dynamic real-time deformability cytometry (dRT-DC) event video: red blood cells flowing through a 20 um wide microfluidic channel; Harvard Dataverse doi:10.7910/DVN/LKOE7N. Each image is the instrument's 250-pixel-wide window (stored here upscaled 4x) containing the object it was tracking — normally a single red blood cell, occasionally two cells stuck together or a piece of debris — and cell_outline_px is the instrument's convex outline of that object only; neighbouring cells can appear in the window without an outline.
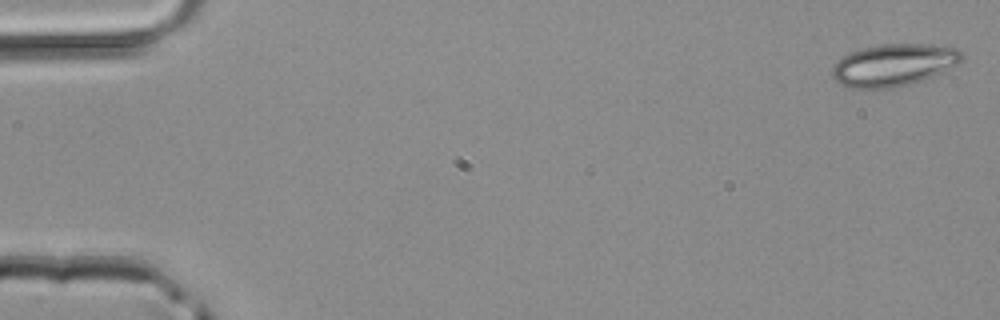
{"species": "common noctule bat (a hibernating species)", "species_latin": "Nyctalus noctula", "temperature_condition": "room temperature", "stored_images_in_passage": 47, "camera_frame_rate_fps": 3000, "um_per_image_px": 0.085, "animal": {"sex": "male", "body_mass_g": 20.4}, "frame": {"image": 1, "passage_image": 1, "time_ms": 0.0, "image_size_px": [1000, 320], "cell_outline_px": [[964, 60], [932, 76], [908, 84], [892, 88], [852, 88], [840, 84], [832, 76], [832, 68], [844, 56], [852, 52], [864, 48], [884, 44], [920, 44], [956, 48], [964, 56]], "centroid_in_image_um": [75.96, 5.53], "position_along_channel_um": 9.0, "area_um2": 31.15}}
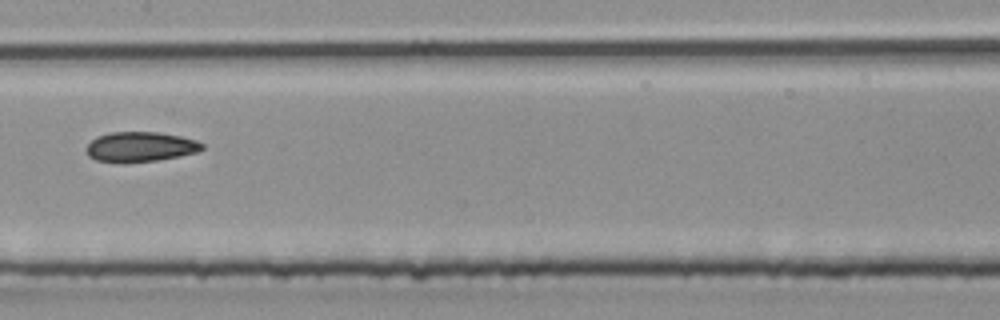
{"frame": {"image": 2, "passage_image": 24, "time_ms": 7.667, "image_size_px": [1000, 320], "cell_outline_px": [[204, 148], [196, 152], [180, 156], [156, 160], [124, 164], [120, 164], [96, 160], [88, 156], [88, 144], [96, 136], [108, 132], [156, 132], [180, 136], [196, 140], [204, 144]], "centroid_in_image_um": [11.91, 12.49], "position_along_channel_um": 195.5, "area_um2": 20.4}}
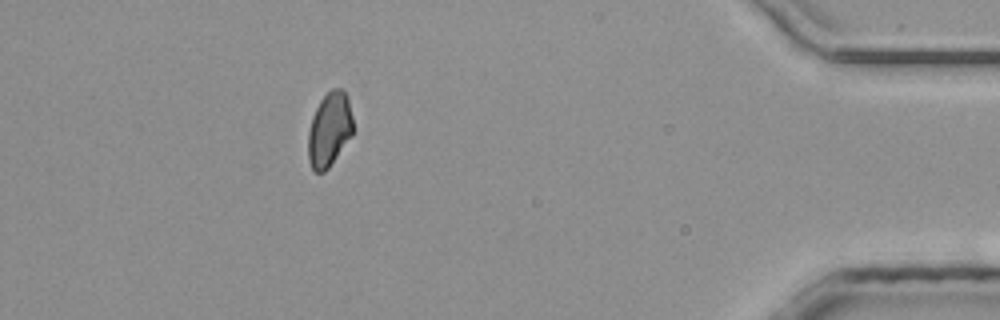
{"frame": {"image": 3, "passage_image": 42, "time_ms": 13.667, "image_size_px": [1000, 320], "cell_outline_px": [[352, 136], [328, 168], [324, 172], [316, 172], [312, 168], [308, 160], [308, 132], [312, 116], [320, 100], [332, 88], [340, 88], [348, 96], [352, 116]], "centroid_in_image_um": [27.99, 11.0], "position_along_channel_um": 407.2, "area_um2": 19.42}}